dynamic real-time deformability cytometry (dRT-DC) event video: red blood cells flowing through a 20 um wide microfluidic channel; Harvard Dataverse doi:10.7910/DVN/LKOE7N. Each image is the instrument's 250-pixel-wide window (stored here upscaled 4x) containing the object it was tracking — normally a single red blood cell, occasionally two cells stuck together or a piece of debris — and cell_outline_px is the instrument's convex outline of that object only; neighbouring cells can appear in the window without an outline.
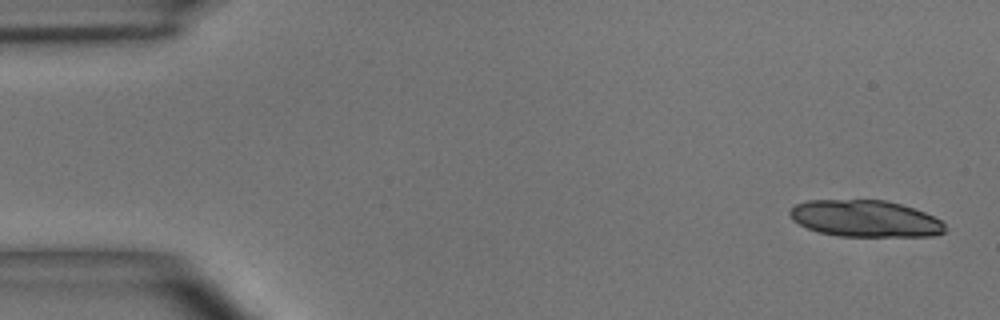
{"species": "common noctule bat (a hibernating species)", "species_latin": "Nyctalus noctula", "temperature_condition": "room temperature", "stored_images_in_passage": 6, "camera_frame_rate_fps": 3000, "um_per_image_px": 0.085, "animal": {"sex": "male", "body_mass_g": 15.6}, "frame": {"image": 1, "passage_image": 1, "time_ms": 0.0, "image_size_px": [1000, 320], "cell_outline_px": [[944, 232], [932, 236], [840, 236], [820, 232], [808, 228], [792, 220], [788, 212], [796, 204], [808, 200], [884, 200], [900, 204], [924, 212], [940, 220], [944, 224]], "centroid_in_image_um": [73.52, 18.58], "position_along_channel_um": 11.5, "area_um2": 32.89}}